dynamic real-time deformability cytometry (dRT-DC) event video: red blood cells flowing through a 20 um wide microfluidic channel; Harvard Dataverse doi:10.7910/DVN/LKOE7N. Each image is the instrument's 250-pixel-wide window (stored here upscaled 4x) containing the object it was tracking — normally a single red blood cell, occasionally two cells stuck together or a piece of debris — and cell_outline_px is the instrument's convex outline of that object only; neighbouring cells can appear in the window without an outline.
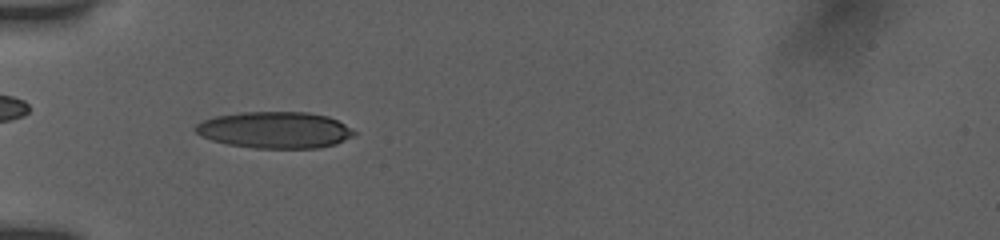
{"species": "human", "species_latin": "Homo sapiens", "temperature_condition": "room temperature", "stored_images_in_passage": 7, "camera_frame_rate_fps": 3000, "um_per_image_px": 0.085, "donor": {"sex": "female"}, "frame": {"image": 1, "passage_image": 6, "time_ms": 4.333, "image_size_px": [1000, 240], "cell_outline_px": [[356, 132], [352, 136], [336, 144], [320, 148], [252, 148], [228, 144], [212, 140], [200, 136], [192, 128], [196, 124], [204, 120], [216, 116], [240, 112], [308, 112], [328, 116], [344, 124]], "centroid_in_image_um": [23.34, 11.05], "position_along_channel_um": 61.7, "area_um2": 33.81}}
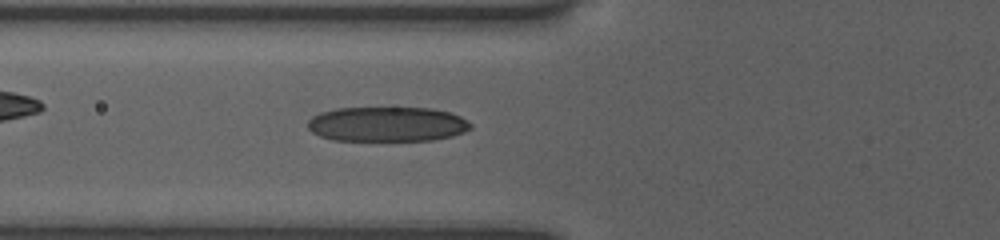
{"frame": {"image": 2, "passage_image": 7, "time_ms": 5.333, "image_size_px": [1000, 240], "cell_outline_px": [[472, 128], [464, 132], [452, 136], [432, 140], [332, 140], [320, 136], [312, 132], [308, 128], [308, 120], [312, 116], [320, 112], [336, 108], [432, 108], [448, 112], [460, 116], [468, 120], [472, 124]], "centroid_in_image_um": [32.91, 10.55], "position_along_channel_um": 92.9, "area_um2": 33.12}}